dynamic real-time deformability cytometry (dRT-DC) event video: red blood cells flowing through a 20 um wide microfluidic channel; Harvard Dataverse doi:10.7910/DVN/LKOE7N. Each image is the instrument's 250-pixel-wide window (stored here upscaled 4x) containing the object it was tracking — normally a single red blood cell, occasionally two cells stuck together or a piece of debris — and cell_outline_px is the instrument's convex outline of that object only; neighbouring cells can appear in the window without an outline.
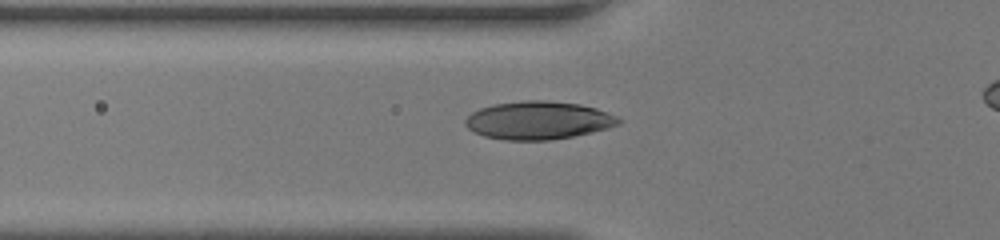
{"species": "human", "species_latin": "Homo sapiens", "temperature_condition": "room temperature", "stored_images_in_passage": 28, "camera_frame_rate_fps": 3000, "um_per_image_px": 0.085, "donor": {"sex": "female"}, "frame": {"image": 1, "passage_image": 2, "time_ms": 0.333, "image_size_px": [1000, 240], "cell_outline_px": [[624, 120], [620, 124], [608, 128], [592, 132], [572, 136], [548, 140], [504, 140], [484, 136], [472, 132], [464, 124], [464, 120], [472, 112], [480, 108], [492, 104], [524, 100], [544, 100], [580, 104], [596, 108], [608, 112]], "centroid_in_image_um": [45.75, 10.22], "position_along_channel_um": 80.1, "area_um2": 34.22}}
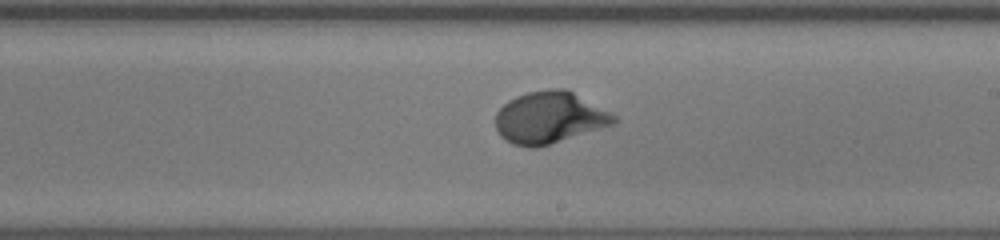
{"frame": {"image": 2, "passage_image": 13, "time_ms": 4.0, "image_size_px": [1000, 240], "cell_outline_px": [[620, 120], [612, 124], [600, 128], [536, 148], [528, 148], [512, 144], [504, 140], [500, 136], [496, 128], [496, 112], [508, 100], [516, 96], [528, 92], [548, 88], [568, 88], [616, 116]], "centroid_in_image_um": [46.67, 9.98], "position_along_channel_um": 242.3, "area_um2": 35.72}}
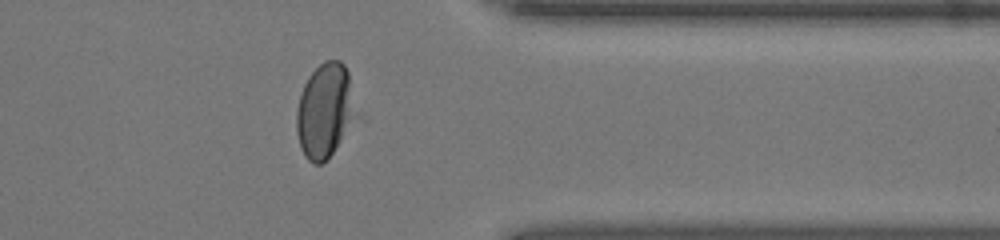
{"frame": {"image": 3, "passage_image": 23, "time_ms": 7.333, "image_size_px": [1000, 240], "cell_outline_px": [[352, 116], [340, 140], [332, 152], [320, 164], [312, 164], [304, 156], [300, 148], [296, 132], [296, 112], [300, 96], [304, 84], [308, 76], [324, 60], [340, 60], [344, 64], [348, 72], [352, 112]], "centroid_in_image_um": [27.5, 9.4], "position_along_channel_um": 383.9, "area_um2": 31.27}}